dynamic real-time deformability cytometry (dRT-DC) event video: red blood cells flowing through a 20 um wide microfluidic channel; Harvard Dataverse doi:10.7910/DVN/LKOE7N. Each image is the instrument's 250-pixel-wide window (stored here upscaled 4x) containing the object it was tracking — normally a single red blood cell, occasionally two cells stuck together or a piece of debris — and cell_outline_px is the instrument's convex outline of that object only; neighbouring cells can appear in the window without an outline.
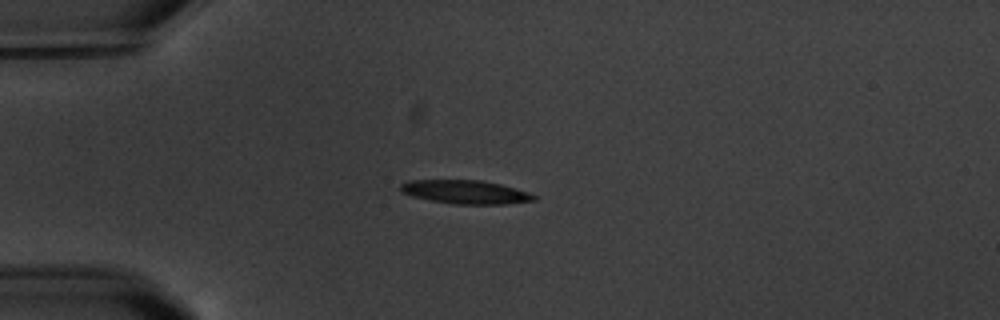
{"species": "common noctule bat (a hibernating species)", "species_latin": "Nyctalus noctula", "temperature_condition": "warm", "stored_images_in_passage": 16, "camera_frame_rate_fps": 3000, "um_per_image_px": 0.085, "animal": {"sex": "male", "body_mass_g": 20.1, "forearm_length_mm": 53.5}, "frame": {"image": 1, "passage_image": 4, "time_ms": 3.333, "image_size_px": [1000, 320], "cell_outline_px": [[536, 200], [508, 204], [452, 204], [412, 196], [404, 192], [400, 188], [400, 184], [408, 180], [480, 180], [500, 184], [532, 192], [536, 196]], "centroid_in_image_um": [39.63, 16.32], "position_along_channel_um": 45.4, "area_um2": 18.38}}
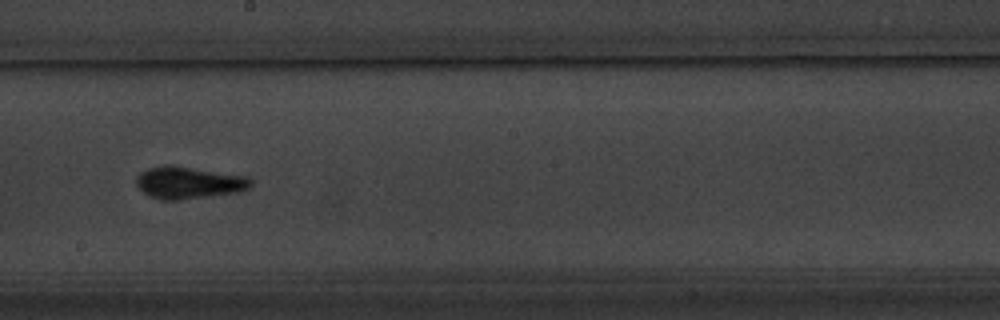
{"frame": {"image": 2, "passage_image": 9, "time_ms": 9.333, "image_size_px": [1000, 320], "cell_outline_px": [[252, 184], [248, 188], [236, 192], [212, 196], [176, 200], [164, 200], [152, 196], [144, 192], [136, 184], [136, 176], [140, 172], [148, 168], [192, 168], [248, 176], [252, 180]], "centroid_in_image_um": [16.09, 15.56], "position_along_channel_um": 232.1, "area_um2": 20.58}}
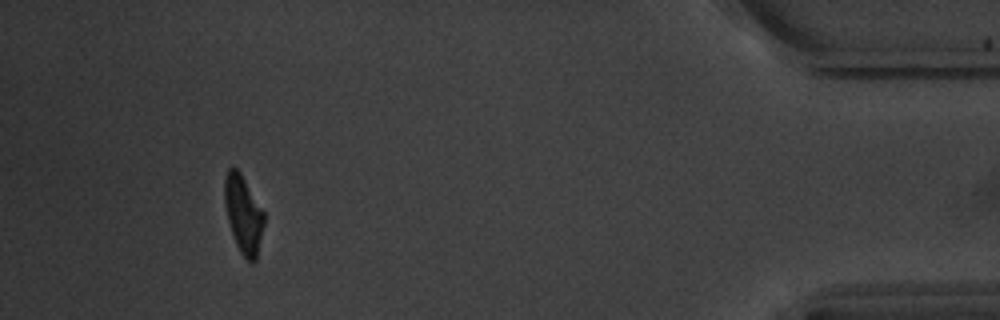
{"frame": {"image": 3, "passage_image": 15, "time_ms": 16.333, "image_size_px": [1000, 320], "cell_outline_px": [[264, 224], [256, 260], [252, 264], [240, 252], [236, 244], [228, 220], [224, 204], [224, 180], [228, 168], [236, 168], [240, 172], [264, 212]], "centroid_in_image_um": [20.68, 18.22], "position_along_channel_um": 414.5, "area_um2": 17.69}, "authors_computed_cell_mechanics": {"area_um2": 18.4382, "velocity_mm_per_s": 3.4519, "shape_relaxation_time_tau1_ms": 2.0861, "shape_relaxation_time_tau2_ms": 3.0714, "deformation_change_tau1": 0.1583, "deformation_change_tau2": 0.1246}}